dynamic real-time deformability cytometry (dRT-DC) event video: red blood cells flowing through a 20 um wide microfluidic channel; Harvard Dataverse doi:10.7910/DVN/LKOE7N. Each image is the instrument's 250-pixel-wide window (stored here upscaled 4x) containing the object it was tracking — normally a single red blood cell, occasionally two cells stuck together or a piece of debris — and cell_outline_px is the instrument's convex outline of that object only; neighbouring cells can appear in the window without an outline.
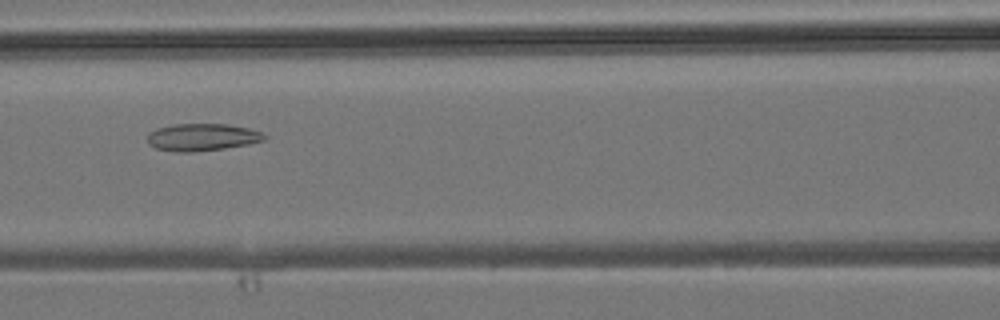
{"species": "common noctule bat (a hibernating species)", "species_latin": "Nyctalus noctula", "temperature_condition": "room temperature", "stored_images_in_passage": 6, "camera_frame_rate_fps": 3000, "um_per_image_px": 0.085, "animal": {"sex": "male", "body_mass_g": 19.2, "forearm_length_mm": 51.8}, "frame": {"image": 1, "passage_image": 5, "time_ms": 4.667, "image_size_px": [1000, 320], "cell_outline_px": [[268, 136], [264, 140], [248, 144], [224, 148], [192, 152], [176, 152], [156, 148], [148, 144], [148, 132], [156, 128], [172, 124], [228, 124], [248, 128], [260, 132]], "centroid_in_image_um": [17.15, 11.65], "position_along_channel_um": 149.4, "area_um2": 18.61}}
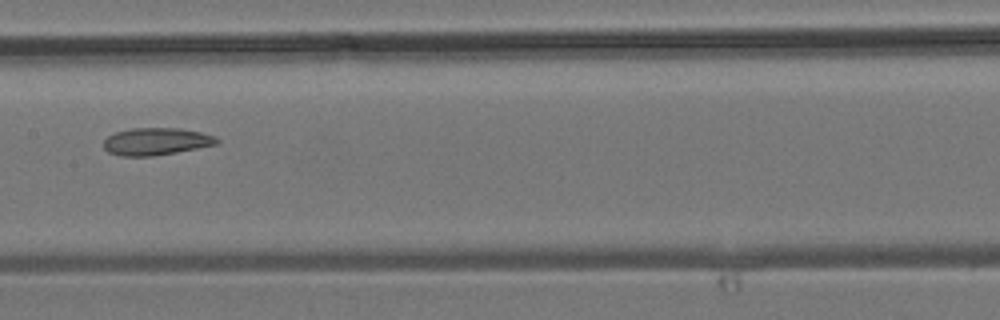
{"frame": {"image": 2, "passage_image": 6, "time_ms": 5.667, "image_size_px": [1000, 320], "cell_outline_px": [[220, 140], [216, 144], [176, 152], [152, 156], [120, 156], [108, 152], [104, 148], [104, 140], [108, 136], [116, 132], [132, 128], [180, 128], [200, 132], [216, 136]], "centroid_in_image_um": [13.26, 12.02], "position_along_channel_um": 194.1, "area_um2": 17.92}}